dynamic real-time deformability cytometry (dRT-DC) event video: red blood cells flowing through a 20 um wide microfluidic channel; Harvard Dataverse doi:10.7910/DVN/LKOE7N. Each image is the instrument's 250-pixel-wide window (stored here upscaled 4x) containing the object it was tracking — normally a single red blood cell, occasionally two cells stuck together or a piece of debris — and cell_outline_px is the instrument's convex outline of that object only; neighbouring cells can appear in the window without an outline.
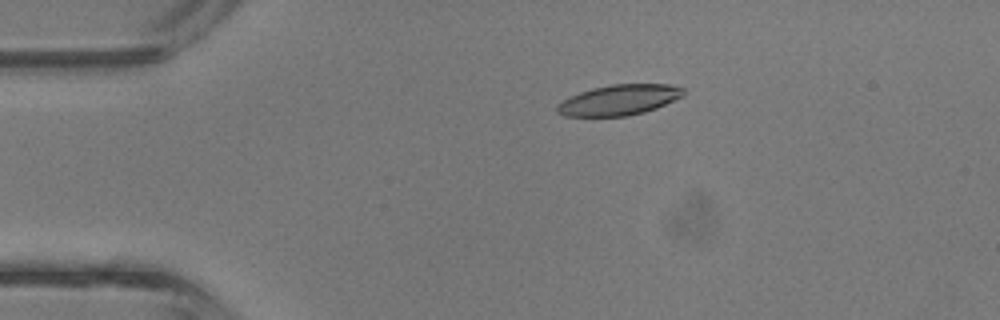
{"species": "common noctule bat (a hibernating species)", "species_latin": "Nyctalus noctula", "temperature_condition": "room temperature", "stored_images_in_passage": 3, "camera_frame_rate_fps": 3000, "um_per_image_px": 0.085, "animal": {"sex": "male", "body_mass_g": 13.3}, "frame": {"image": 1, "passage_image": 2, "time_ms": 0.333, "image_size_px": [1000, 320], "cell_outline_px": [[684, 96], [656, 108], [644, 112], [628, 116], [564, 116], [556, 112], [556, 104], [580, 92], [592, 88], [612, 84], [668, 84], [684, 88]], "centroid_in_image_um": [52.63, 8.5], "position_along_channel_um": 32.4, "area_um2": 22.43}}